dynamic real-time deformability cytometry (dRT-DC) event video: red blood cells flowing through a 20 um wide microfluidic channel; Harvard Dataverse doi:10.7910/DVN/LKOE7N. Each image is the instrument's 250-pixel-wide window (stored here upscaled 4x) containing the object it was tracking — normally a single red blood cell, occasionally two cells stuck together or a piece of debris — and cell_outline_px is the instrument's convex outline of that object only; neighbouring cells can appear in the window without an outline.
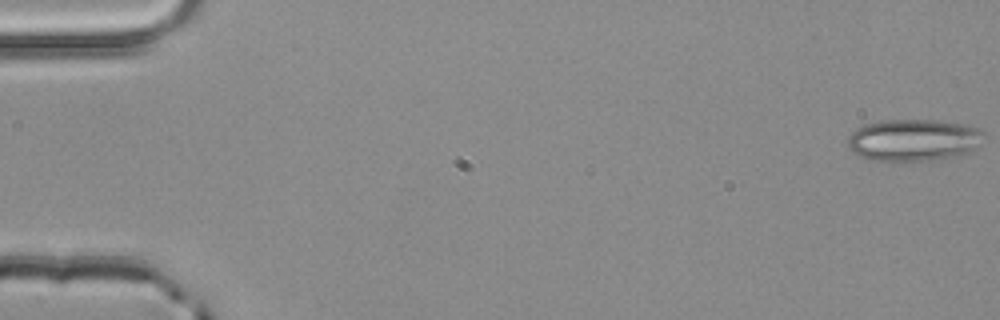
{"species": "common noctule bat (a hibernating species)", "species_latin": "Nyctalus noctula", "temperature_condition": "room temperature", "stored_images_in_passage": 52, "segment_of_instrument_passage": [1, 2], "camera_frame_rate_fps": 3000, "um_per_image_px": 0.085, "animal": {"sex": "male", "body_mass_g": 20.4}, "frame": {"image": 1, "passage_image": 1, "time_ms": 0.0, "image_size_px": [1000, 320], "cell_outline_px": [[984, 132], [976, 148], [968, 152], [956, 156], [936, 160], [896, 164], [872, 160], [860, 156], [852, 152], [848, 148], [848, 136], [856, 128], [864, 124], [880, 120], [936, 120], [964, 124], [980, 128]], "centroid_in_image_um": [77.6, 11.94], "position_along_channel_um": 7.4, "area_um2": 34.22}}